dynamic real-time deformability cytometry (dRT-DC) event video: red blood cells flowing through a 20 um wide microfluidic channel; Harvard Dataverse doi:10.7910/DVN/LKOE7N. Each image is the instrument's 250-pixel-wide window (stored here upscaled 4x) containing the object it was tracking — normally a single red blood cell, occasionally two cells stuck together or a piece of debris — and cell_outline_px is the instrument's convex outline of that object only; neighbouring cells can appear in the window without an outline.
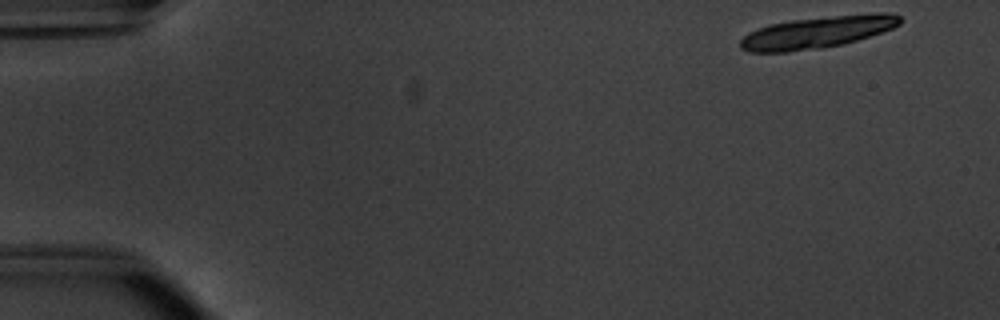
{"species": "common noctule bat (a hibernating species)", "species_latin": "Nyctalus noctula", "temperature_condition": "warm", "stored_images_in_passage": 17, "camera_frame_rate_fps": 3000, "um_per_image_px": 0.085, "animal": {"sex": "male", "body_mass_g": 20.1, "forearm_length_mm": 53.5}, "frame": {"image": 1, "passage_image": 1, "time_ms": 0.0, "image_size_px": [1000, 320], "cell_outline_px": [[900, 24], [892, 28], [844, 44], [820, 48], [788, 52], [748, 52], [740, 48], [740, 40], [748, 32], [756, 28], [768, 24], [792, 20], [880, 12], [900, 16]], "centroid_in_image_um": [69.38, 2.75], "position_along_channel_um": 15.6, "area_um2": 29.36}}